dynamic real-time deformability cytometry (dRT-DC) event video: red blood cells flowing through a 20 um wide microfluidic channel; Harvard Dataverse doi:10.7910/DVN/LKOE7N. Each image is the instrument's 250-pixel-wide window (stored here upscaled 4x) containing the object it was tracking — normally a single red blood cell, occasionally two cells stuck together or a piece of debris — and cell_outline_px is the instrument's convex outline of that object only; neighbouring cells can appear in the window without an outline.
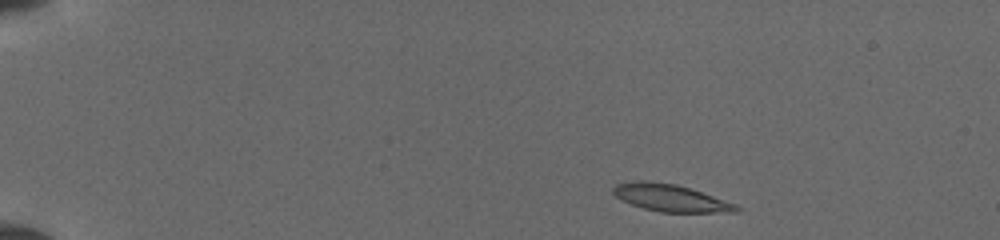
{"species": "common noctule bat (a hibernating species)", "species_latin": "Nyctalus noctula", "temperature_condition": "cold", "stored_images_in_passage": 38, "camera_frame_rate_fps": 3000, "um_per_image_px": 0.085, "animal": {"sex": "female", "body_mass_g": 19.5, "forearm_length_mm": 54.1}, "frame": {"image": 1, "passage_image": 1, "time_ms": 0.0, "image_size_px": [1000, 240], "cell_outline_px": [[740, 208], [736, 212], [660, 212], [644, 208], [632, 204], [616, 196], [612, 192], [612, 188], [616, 184], [640, 180], [644, 180], [676, 184], [736, 204]], "centroid_in_image_um": [56.97, 16.82], "position_along_channel_um": 28.0, "area_um2": 19.07}}
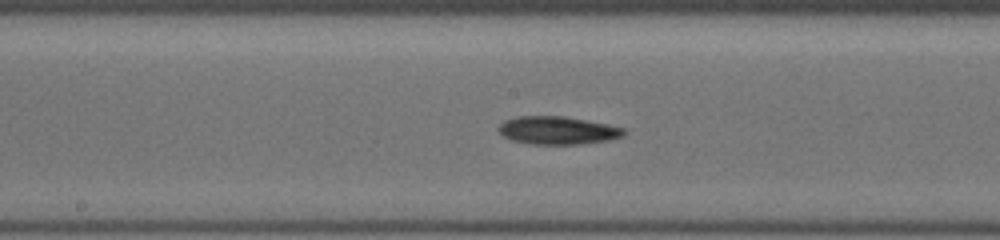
{"frame": {"image": 2, "passage_image": 14, "time_ms": 6.667, "image_size_px": [1000, 240], "cell_outline_px": [[628, 132], [624, 136], [608, 140], [580, 144], [532, 144], [512, 140], [504, 136], [496, 128], [504, 120], [520, 116], [564, 116], [608, 124], [624, 128]], "centroid_in_image_um": [47.42, 11.08], "position_along_channel_um": 200.8, "area_um2": 20.46}}
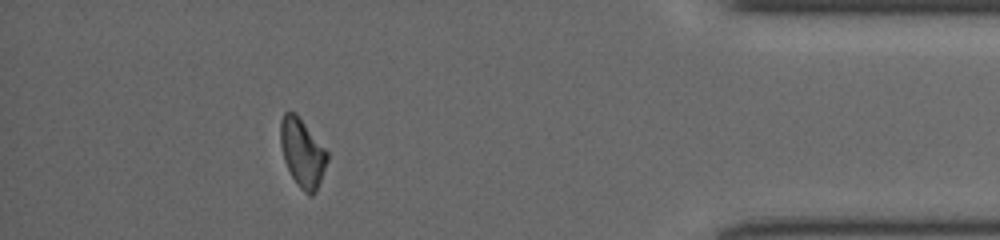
{"frame": {"image": 3, "passage_image": 32, "time_ms": 12.667, "image_size_px": [1000, 240], "cell_outline_px": [[328, 160], [316, 192], [312, 196], [308, 196], [300, 188], [292, 176], [284, 160], [280, 144], [280, 120], [284, 112], [296, 112], [328, 152]], "centroid_in_image_um": [25.7, 12.98], "position_along_channel_um": 409.5, "area_um2": 18.67}}